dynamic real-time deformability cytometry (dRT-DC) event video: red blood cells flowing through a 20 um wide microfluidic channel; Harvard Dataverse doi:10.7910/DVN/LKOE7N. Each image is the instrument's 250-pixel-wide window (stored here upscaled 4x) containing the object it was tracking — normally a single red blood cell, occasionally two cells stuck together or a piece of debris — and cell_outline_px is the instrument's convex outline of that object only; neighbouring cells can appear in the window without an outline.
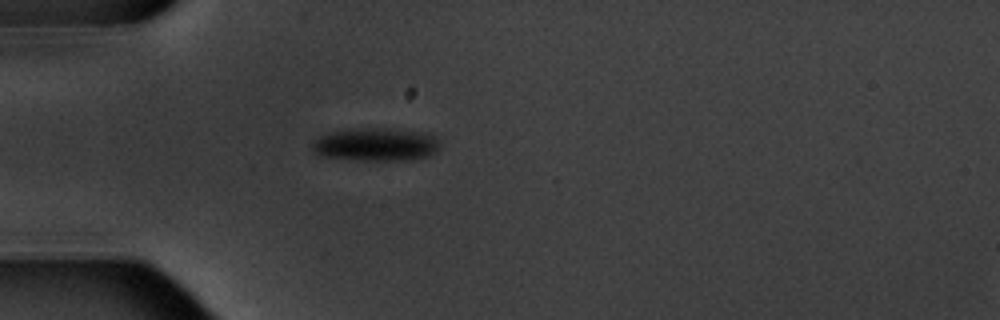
{"species": "common noctule bat (a hibernating species)", "species_latin": "Nyctalus noctula", "temperature_condition": "warm", "stored_images_in_passage": 1, "camera_frame_rate_fps": 3000, "um_per_image_px": 0.085, "animal": {"sex": "male", "body_mass_g": 20.1, "forearm_length_mm": 53.5}, "frame": {"image": 1, "passage_image": 1, "time_ms": 0.0, "image_size_px": [1000, 320], "cell_outline_px": [[440, 148], [436, 152], [428, 156], [412, 160], [360, 160], [324, 156], [316, 152], [312, 148], [312, 140], [328, 132], [352, 128], [392, 128], [428, 132], [440, 144]], "centroid_in_image_um": [31.98, 12.26], "position_along_channel_um": 53.0, "area_um2": 24.91}}